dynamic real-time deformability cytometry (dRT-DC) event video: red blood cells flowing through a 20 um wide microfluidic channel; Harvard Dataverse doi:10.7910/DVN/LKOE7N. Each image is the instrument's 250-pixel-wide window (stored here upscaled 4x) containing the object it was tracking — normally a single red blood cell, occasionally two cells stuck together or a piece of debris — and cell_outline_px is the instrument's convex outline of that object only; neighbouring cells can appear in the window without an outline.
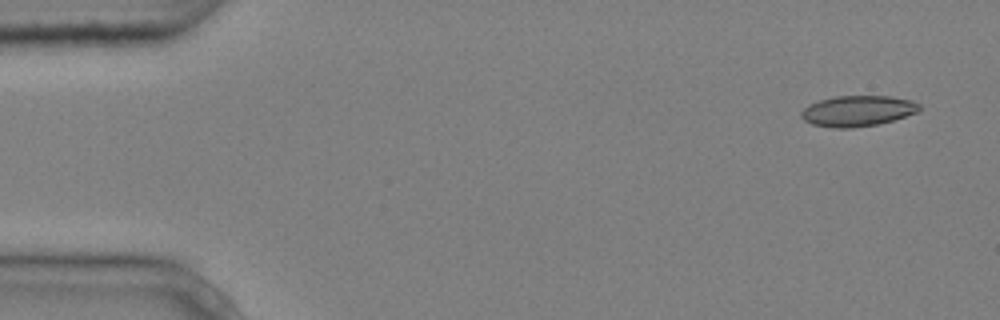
{"species": "common noctule bat (a hibernating species)", "species_latin": "Nyctalus noctula", "temperature_condition": "cold", "stored_images_in_passage": 9, "camera_frame_rate_fps": 3000, "um_per_image_px": 0.085, "animal": {"sex": "male", "body_mass_g": 20.4}, "frame": {"image": 1, "passage_image": 1, "time_ms": 0.0, "image_size_px": [1000, 320], "cell_outline_px": [[920, 108], [916, 112], [892, 120], [876, 124], [852, 128], [832, 128], [812, 124], [804, 120], [800, 116], [800, 112], [808, 104], [820, 100], [836, 96], [888, 96], [912, 100], [920, 104]], "centroid_in_image_um": [72.85, 9.43], "position_along_channel_um": 12.1, "area_um2": 21.04}}
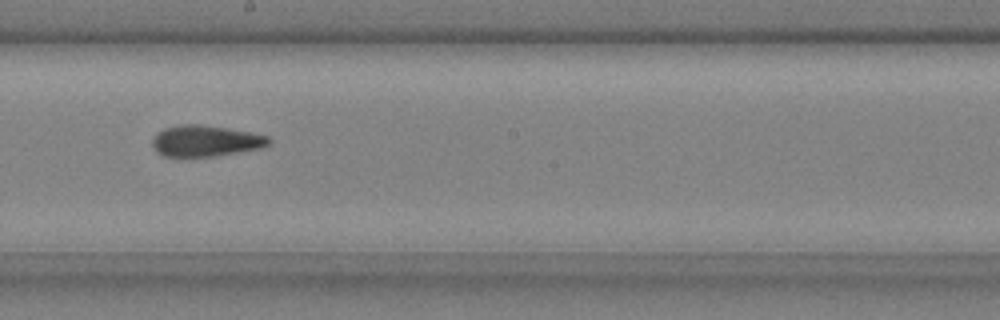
{"frame": {"image": 2, "passage_image": 8, "time_ms": 2.333, "image_size_px": [1000, 320], "cell_outline_px": [[272, 144], [264, 148], [212, 156], [164, 156], [156, 152], [152, 148], [152, 140], [156, 132], [164, 128], [180, 124], [200, 124], [228, 128], [252, 132], [268, 136], [272, 140]], "centroid_in_image_um": [17.49, 11.97], "position_along_channel_um": 230.7, "area_um2": 21.44}}
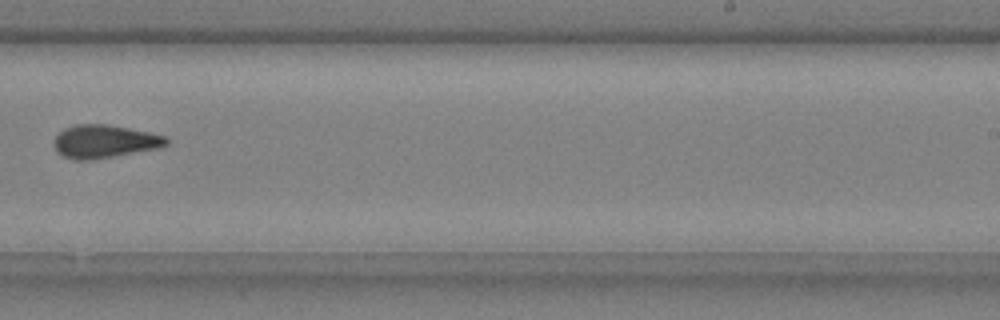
{"frame": {"image": 3, "passage_image": 9, "time_ms": 2.667, "image_size_px": [1000, 320], "cell_outline_px": [[168, 144], [160, 148], [92, 160], [76, 160], [64, 156], [56, 148], [56, 136], [64, 128], [76, 124], [108, 124], [168, 136]], "centroid_in_image_um": [8.94, 12.02], "position_along_channel_um": 280.1, "area_um2": 21.5}}